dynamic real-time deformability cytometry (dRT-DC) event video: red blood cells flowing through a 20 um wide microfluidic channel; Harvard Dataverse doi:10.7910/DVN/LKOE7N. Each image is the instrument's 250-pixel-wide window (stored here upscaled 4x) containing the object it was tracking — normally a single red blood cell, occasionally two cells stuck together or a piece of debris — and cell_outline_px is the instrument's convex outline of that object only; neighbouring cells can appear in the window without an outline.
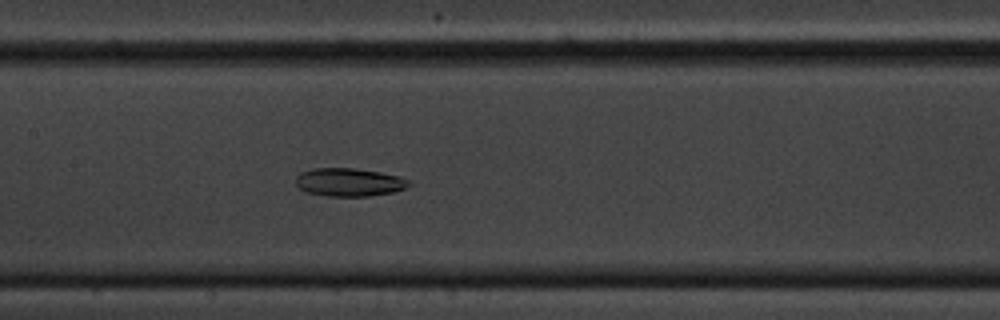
{"species": "common noctule bat (a hibernating species)", "species_latin": "Nyctalus noctula", "temperature_condition": "cold", "stored_images_in_passage": 57, "camera_frame_rate_fps": 3000, "um_per_image_px": 0.085, "animal": {"sex": "male", "body_mass_g": 20.1, "forearm_length_mm": 53.5}, "frame": {"image": 1, "passage_image": 27, "time_ms": 8.667, "image_size_px": [1000, 320], "cell_outline_px": [[412, 184], [404, 188], [392, 192], [368, 196], [328, 196], [304, 192], [296, 184], [296, 176], [300, 172], [312, 168], [356, 168], [380, 172], [400, 176], [408, 180]], "centroid_in_image_um": [29.65, 15.48], "position_along_channel_um": 177.8, "area_um2": 18.67}}
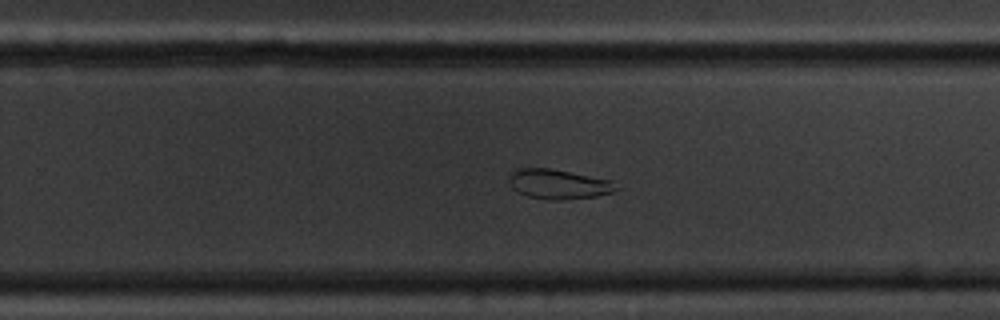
{"frame": {"image": 2, "passage_image": 36, "time_ms": 11.667, "image_size_px": [1000, 320], "cell_outline_px": [[620, 188], [612, 192], [596, 196], [564, 200], [548, 200], [528, 196], [512, 188], [508, 180], [508, 176], [516, 168], [548, 168], [612, 180]], "centroid_in_image_um": [47.47, 15.65], "position_along_channel_um": 282.3, "area_um2": 18.55}}
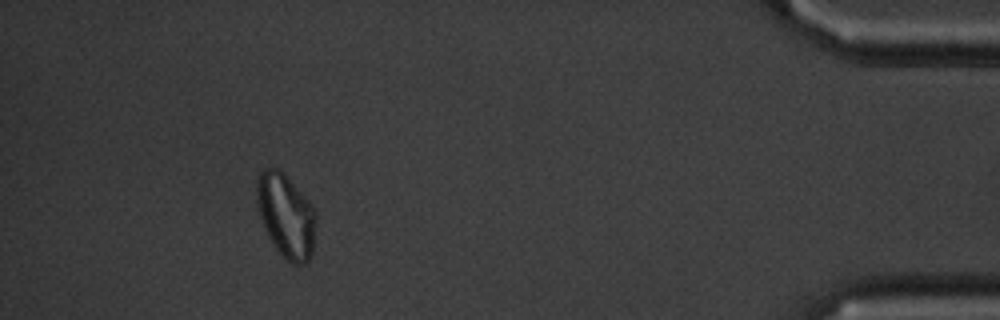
{"frame": {"image": 3, "passage_image": 52, "time_ms": 17.0, "image_size_px": [1000, 320], "cell_outline_px": [[316, 220], [312, 252], [308, 260], [304, 264], [292, 264], [276, 248], [268, 236], [264, 228], [260, 216], [256, 196], [256, 180], [260, 172], [264, 168], [276, 168], [312, 204], [316, 212]], "centroid_in_image_um": [24.3, 18.34], "position_along_channel_um": 410.9, "area_um2": 28.38}}